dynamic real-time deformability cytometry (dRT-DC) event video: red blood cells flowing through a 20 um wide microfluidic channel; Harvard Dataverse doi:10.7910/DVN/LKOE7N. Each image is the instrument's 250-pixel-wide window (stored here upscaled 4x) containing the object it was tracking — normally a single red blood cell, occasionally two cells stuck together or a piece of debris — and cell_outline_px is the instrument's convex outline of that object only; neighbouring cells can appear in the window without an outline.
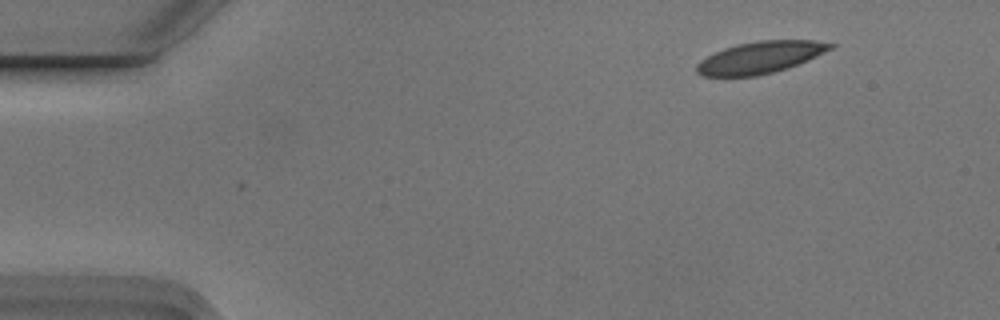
{"species": "Egyptian fruit bat (a non-hibernating species)", "species_latin": "Rousettus aegyptiacus", "temperature_condition": "cold", "stored_images_in_passage": 5, "segment_of_instrument_passage": [1, 2], "camera_frame_rate_fps": 3000, "um_per_image_px": 0.085, "animal": {"sex": "male"}, "frame": {"image": 1, "passage_image": 1, "time_ms": 0.0, "image_size_px": [1000, 320], "cell_outline_px": [[836, 44], [832, 48], [808, 60], [788, 68], [756, 76], [700, 76], [696, 72], [696, 64], [700, 60], [724, 48], [736, 44], [760, 40], [812, 40]], "centroid_in_image_um": [64.6, 4.88], "position_along_channel_um": 20.4, "area_um2": 24.74}}
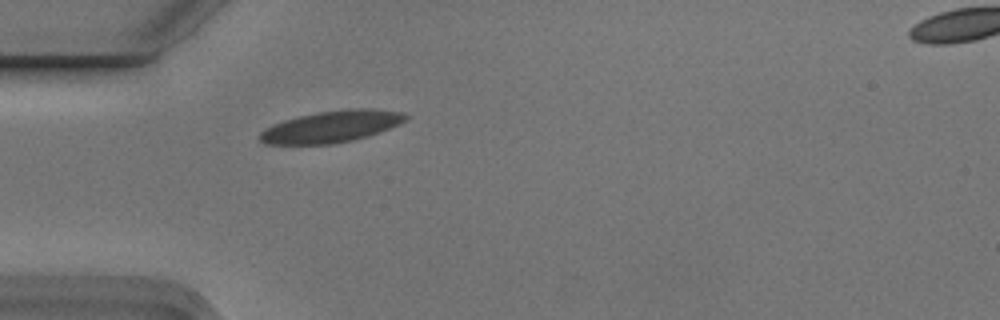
{"frame": {"image": 2, "passage_image": 4, "time_ms": 1.0, "image_size_px": [1000, 320], "cell_outline_px": [[408, 120], [380, 132], [368, 136], [352, 140], [332, 144], [268, 144], [260, 140], [260, 132], [276, 124], [300, 116], [316, 112], [352, 108], [372, 108], [404, 112], [408, 116]], "centroid_in_image_um": [28.27, 10.75], "position_along_channel_um": 56.7, "area_um2": 26.65}}